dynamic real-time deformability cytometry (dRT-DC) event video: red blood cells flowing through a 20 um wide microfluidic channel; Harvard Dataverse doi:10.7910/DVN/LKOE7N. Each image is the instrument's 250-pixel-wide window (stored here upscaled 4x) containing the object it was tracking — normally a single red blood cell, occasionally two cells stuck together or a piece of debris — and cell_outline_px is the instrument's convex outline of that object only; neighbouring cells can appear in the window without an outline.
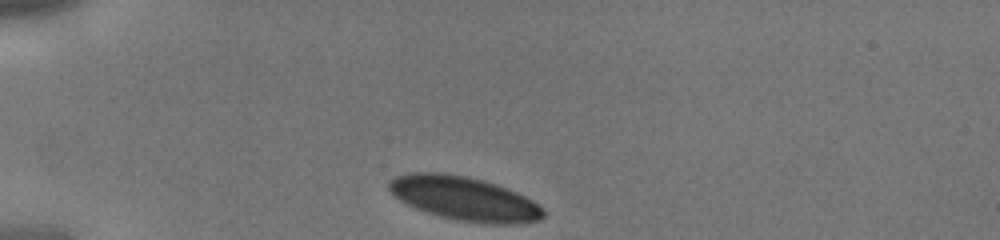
{"species": "human", "species_latin": "Homo sapiens", "temperature_condition": "cold", "stored_images_in_passage": 25, "camera_frame_rate_fps": 3000, "um_per_image_px": 0.085, "donor": {"sex": "male"}, "frame": {"image": 1, "passage_image": 1, "time_ms": 0.0, "image_size_px": [1000, 240], "cell_outline_px": [[548, 212], [544, 216], [536, 220], [520, 224], [492, 224], [456, 220], [440, 216], [416, 208], [400, 200], [388, 188], [388, 184], [396, 176], [412, 172], [440, 172], [464, 176], [484, 180], [496, 184], [516, 192], [532, 200], [544, 208]], "centroid_in_image_um": [39.51, 16.88], "position_along_channel_um": 45.5, "area_um2": 39.3}}
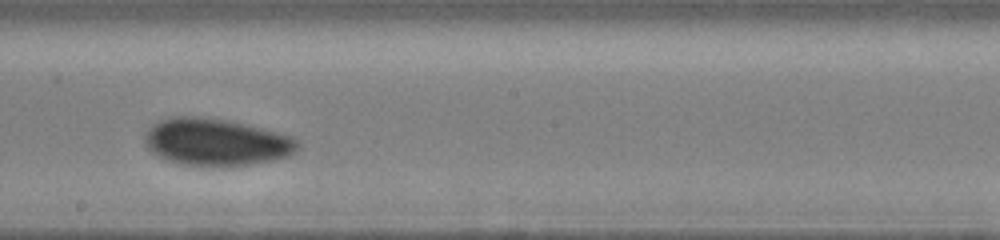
{"frame": {"image": 2, "passage_image": 15, "time_ms": 4.667, "image_size_px": [1000, 240], "cell_outline_px": [[300, 148], [296, 152], [288, 156], [272, 160], [252, 164], [224, 168], [180, 164], [156, 156], [148, 148], [144, 140], [144, 132], [152, 124], [160, 120], [172, 116], [200, 116], [228, 120], [264, 128], [292, 136], [300, 144]], "centroid_in_image_um": [18.37, 12.09], "position_along_channel_um": 229.8, "area_um2": 42.89}}
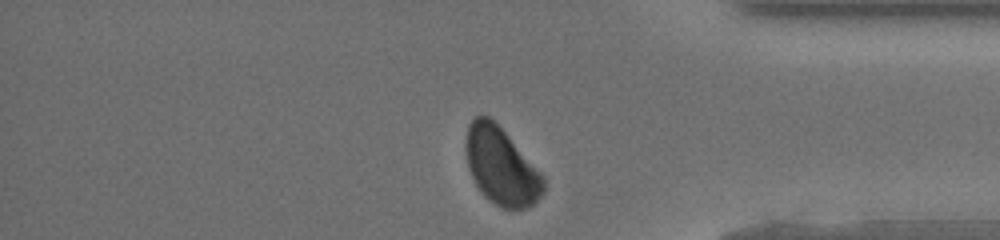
{"frame": {"image": 3, "passage_image": 25, "time_ms": 8.0, "image_size_px": [1000, 240], "cell_outline_px": [[544, 192], [528, 208], [504, 208], [496, 204], [484, 196], [480, 192], [468, 168], [464, 144], [468, 124], [476, 116], [488, 116], [508, 136], [544, 176]], "centroid_in_image_um": [42.57, 14.13], "position_along_channel_um": 392.6, "area_um2": 34.51}}